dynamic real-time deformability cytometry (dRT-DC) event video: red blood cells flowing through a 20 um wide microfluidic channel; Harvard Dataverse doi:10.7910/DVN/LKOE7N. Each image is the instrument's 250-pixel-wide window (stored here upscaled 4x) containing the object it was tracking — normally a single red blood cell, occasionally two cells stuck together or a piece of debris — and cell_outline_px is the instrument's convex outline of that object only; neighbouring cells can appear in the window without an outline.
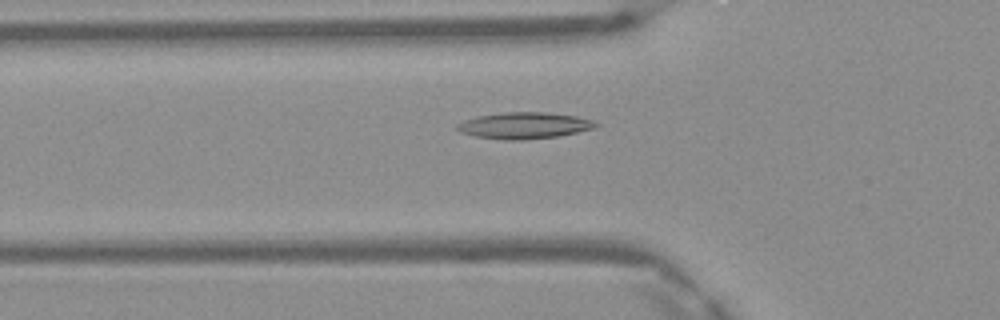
{"species": "Egyptian fruit bat (a non-hibernating species)", "species_latin": "Rousettus aegyptiacus", "temperature_condition": "warm", "stored_images_in_passage": 34, "camera_frame_rate_fps": 3000, "um_per_image_px": 0.085, "frame": {"image": 1, "passage_image": 2, "time_ms": 0.333, "image_size_px": [1000, 320], "cell_outline_px": [[600, 124], [596, 128], [560, 136], [524, 140], [504, 140], [476, 136], [460, 132], [456, 128], [456, 124], [464, 120], [476, 116], [504, 112], [548, 112], [576, 116], [592, 120]], "centroid_in_image_um": [44.58, 10.67], "position_along_channel_um": 81.2, "area_um2": 21.56}}
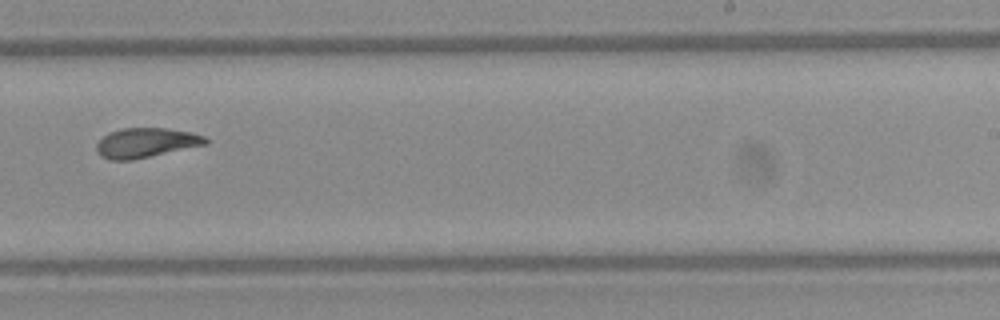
{"frame": {"image": 2, "passage_image": 16, "time_ms": 5.0, "image_size_px": [1000, 320], "cell_outline_px": [[208, 144], [132, 160], [108, 160], [100, 156], [96, 148], [96, 144], [108, 132], [124, 128], [164, 128], [192, 132], [204, 136], [208, 140]], "centroid_in_image_um": [12.4, 12.14], "position_along_channel_um": 276.6, "area_um2": 18.84}}
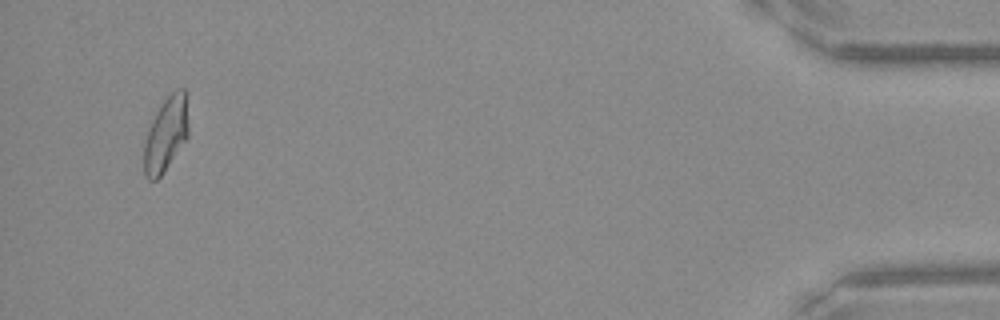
{"frame": {"image": 3, "passage_image": 32, "time_ms": 10.333, "image_size_px": [1000, 320], "cell_outline_px": [[188, 136], [164, 172], [156, 180], [148, 180], [144, 176], [144, 144], [148, 128], [160, 104], [176, 88], [184, 88], [188, 92]], "centroid_in_image_um": [14.12, 11.36], "position_along_channel_um": 421.1, "area_um2": 19.65}, "authors_computed_cell_mechanics": {"area_um2": 19.1029, "velocity_mm_per_s": 4.1821, "shape_relaxation_time_tau1_ms": 7.9818, "shape_relaxation_time_tau2_ms": 2.1568, "deformation_change_tau1": 0.2271, "deformation_change_tau2": 0.0952}}